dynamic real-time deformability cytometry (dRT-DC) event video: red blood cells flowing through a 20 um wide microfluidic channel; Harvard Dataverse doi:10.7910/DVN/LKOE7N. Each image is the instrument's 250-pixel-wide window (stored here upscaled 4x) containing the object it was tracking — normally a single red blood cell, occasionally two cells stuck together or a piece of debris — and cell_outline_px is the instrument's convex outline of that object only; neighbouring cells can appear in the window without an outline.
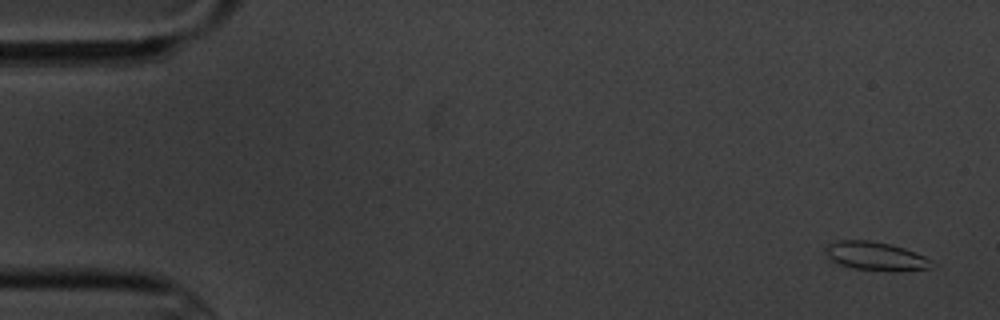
{"species": "common noctule bat (a hibernating species)", "species_latin": "Nyctalus noctula", "temperature_condition": "cold", "stored_images_in_passage": 5, "camera_frame_rate_fps": 3000, "um_per_image_px": 0.085, "animal": {"sex": "male", "body_mass_g": 20.1, "forearm_length_mm": 53.5}, "frame": {"image": 1, "passage_image": 1, "time_ms": 0.0, "image_size_px": [1000, 320], "cell_outline_px": [[936, 264], [928, 268], [900, 272], [896, 272], [852, 268], [828, 260], [824, 252], [824, 248], [828, 244], [836, 240], [868, 240], [892, 244], [904, 248], [924, 256]], "centroid_in_image_um": [74.39, 21.78], "position_along_channel_um": 10.6, "area_um2": 18.03}}
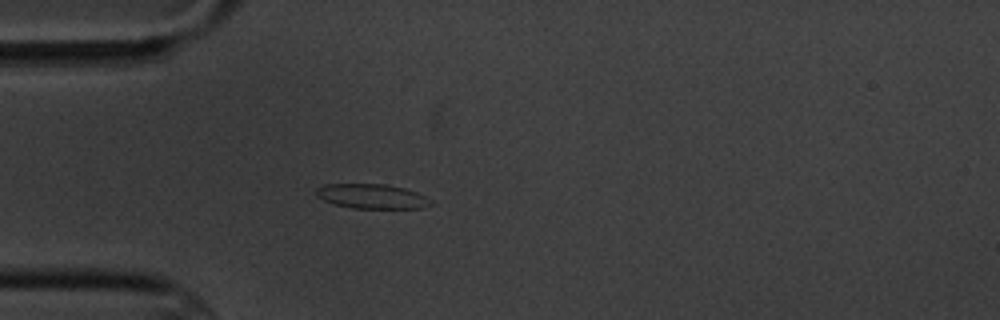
{"frame": {"image": 2, "passage_image": 5, "time_ms": 4.667, "image_size_px": [1000, 320], "cell_outline_px": [[432, 204], [420, 208], [352, 208], [336, 204], [324, 200], [316, 196], [316, 188], [324, 184], [384, 184], [404, 188], [416, 192], [432, 200]], "centroid_in_image_um": [31.6, 16.68], "position_along_channel_um": 53.4, "area_um2": 16.3}}